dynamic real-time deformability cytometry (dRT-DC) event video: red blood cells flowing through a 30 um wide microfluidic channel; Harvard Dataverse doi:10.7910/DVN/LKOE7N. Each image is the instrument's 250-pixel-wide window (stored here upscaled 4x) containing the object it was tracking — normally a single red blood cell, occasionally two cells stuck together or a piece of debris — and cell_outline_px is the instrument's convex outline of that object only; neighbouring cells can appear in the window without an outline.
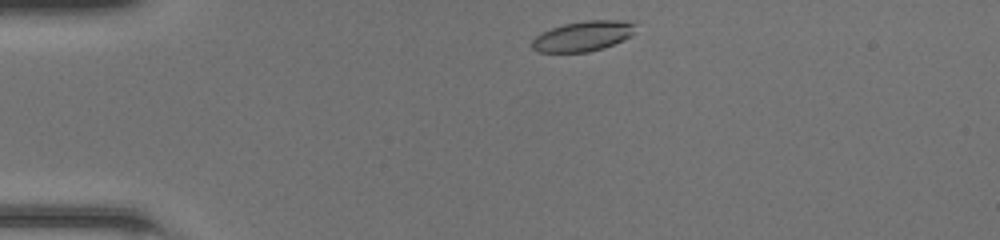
{"species": "common noctule bat (a hibernating species)", "species_latin": "Nyctalus noctula", "temperature_condition": "room temperature", "stored_images_in_passage": 39, "camera_frame_rate_fps": 3000, "um_per_image_px": 0.085, "animal": {"sex": "female", "body_mass_g": 20.0, "forearm_length_mm": 54.0}, "frame": {"image": 1, "passage_image": 1, "time_ms": 0.0, "image_size_px": [1000, 240], "cell_outline_px": [[636, 24], [632, 36], [624, 40], [604, 48], [588, 52], [540, 52], [532, 48], [532, 40], [540, 32], [564, 24], [584, 20], [620, 20]], "centroid_in_image_um": [49.56, 3.07], "position_along_channel_um": 35.4, "area_um2": 18.26}}
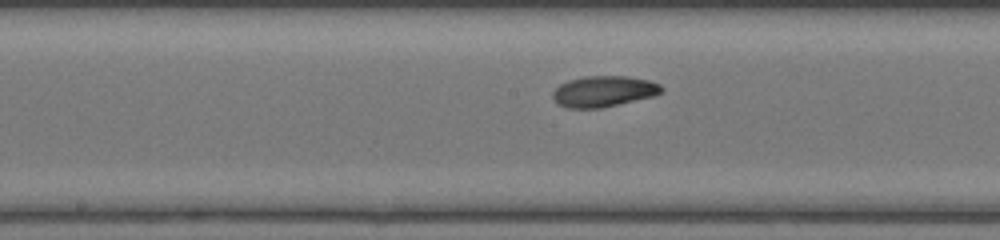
{"frame": {"image": 2, "passage_image": 16, "time_ms": 5.0, "image_size_px": [1000, 240], "cell_outline_px": [[664, 92], [652, 96], [600, 108], [568, 108], [556, 104], [552, 96], [552, 92], [560, 84], [568, 80], [584, 76], [628, 76], [648, 80], [660, 84], [664, 88]], "centroid_in_image_um": [51.29, 7.76], "position_along_channel_um": 196.9, "area_um2": 19.65}}
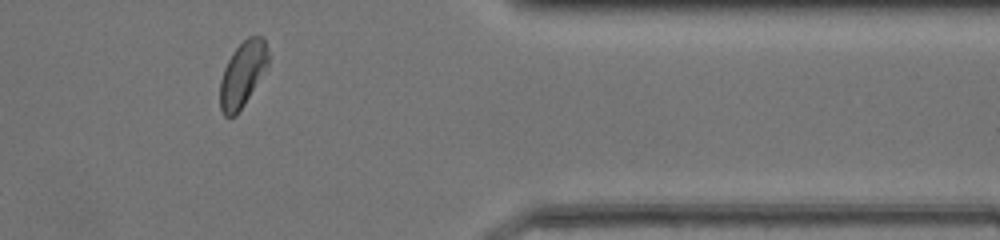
{"frame": {"image": 3, "passage_image": 31, "time_ms": 10.0, "image_size_px": [1000, 240], "cell_outline_px": [[268, 68], [236, 116], [224, 116], [220, 108], [220, 80], [224, 68], [232, 52], [248, 36], [264, 36], [268, 52]], "centroid_in_image_um": [20.63, 6.29], "position_along_channel_um": 390.8, "area_um2": 18.44}, "authors_computed_cell_mechanics": {"area_um2": 19.1318, "velocity_mm_per_s": 4.2475, "shape_relaxation_time_tau1_ms": 2.8746, "shape_relaxation_time_tau2_ms": 8.6806, "deformation_change_tau1": 0.1397, "deformation_change_tau2": 0.1456}}